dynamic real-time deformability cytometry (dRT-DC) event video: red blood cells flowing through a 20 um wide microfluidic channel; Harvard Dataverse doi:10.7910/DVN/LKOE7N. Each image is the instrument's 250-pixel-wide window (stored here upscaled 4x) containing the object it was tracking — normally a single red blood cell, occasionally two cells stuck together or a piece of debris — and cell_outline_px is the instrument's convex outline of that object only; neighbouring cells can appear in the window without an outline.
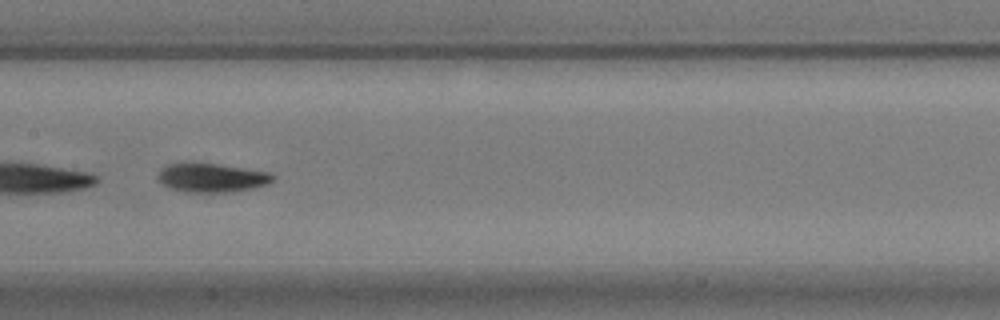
{"species": "common noctule bat (a hibernating species)", "species_latin": "Nyctalus noctula", "temperature_condition": "warm", "stored_images_in_passage": 21, "camera_frame_rate_fps": 3000, "um_per_image_px": 0.085, "animal": {"sex": "male", "body_mass_g": 17.9}, "frame": {"image": 1, "passage_image": 15, "time_ms": 4.667, "image_size_px": [1000, 320], "cell_outline_px": [[276, 176], [268, 184], [252, 188], [224, 192], [184, 192], [168, 188], [156, 176], [160, 168], [164, 164], [180, 160], [192, 160], [244, 168], [268, 172]], "centroid_in_image_um": [17.87, 15.05], "position_along_channel_um": 189.5, "area_um2": 20.06}}